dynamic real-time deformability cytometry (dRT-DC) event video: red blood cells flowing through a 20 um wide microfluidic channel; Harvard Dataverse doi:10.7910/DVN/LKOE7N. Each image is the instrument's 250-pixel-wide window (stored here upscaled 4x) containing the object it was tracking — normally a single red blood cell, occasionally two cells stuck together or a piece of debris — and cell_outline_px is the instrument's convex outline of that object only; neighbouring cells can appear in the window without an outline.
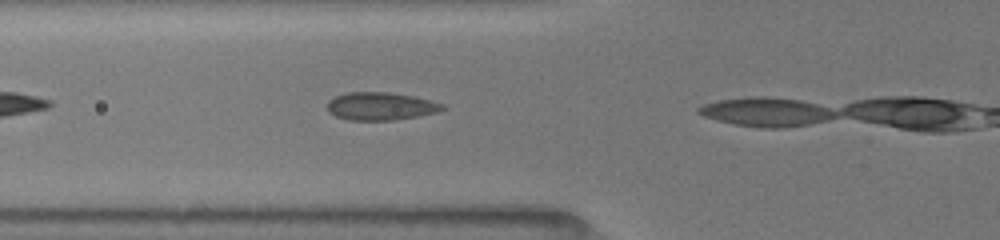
{"species": "common noctule bat (a hibernating species)", "species_latin": "Nyctalus noctula", "temperature_condition": "room temperature", "stored_images_in_passage": 4, "camera_frame_rate_fps": 3000, "um_per_image_px": 0.085, "animal": {"sex": "female", "body_mass_g": 19.5, "forearm_length_mm": 54.1}, "frame": {"image": 1, "passage_image": 3, "time_ms": 0.667, "image_size_px": [1000, 240], "cell_outline_px": [[448, 108], [436, 112], [416, 116], [392, 120], [348, 120], [336, 116], [328, 112], [328, 100], [336, 96], [348, 92], [388, 92], [412, 96], [444, 104]], "centroid_in_image_um": [32.34, 9.03], "position_along_channel_um": 93.5, "area_um2": 18.55}}